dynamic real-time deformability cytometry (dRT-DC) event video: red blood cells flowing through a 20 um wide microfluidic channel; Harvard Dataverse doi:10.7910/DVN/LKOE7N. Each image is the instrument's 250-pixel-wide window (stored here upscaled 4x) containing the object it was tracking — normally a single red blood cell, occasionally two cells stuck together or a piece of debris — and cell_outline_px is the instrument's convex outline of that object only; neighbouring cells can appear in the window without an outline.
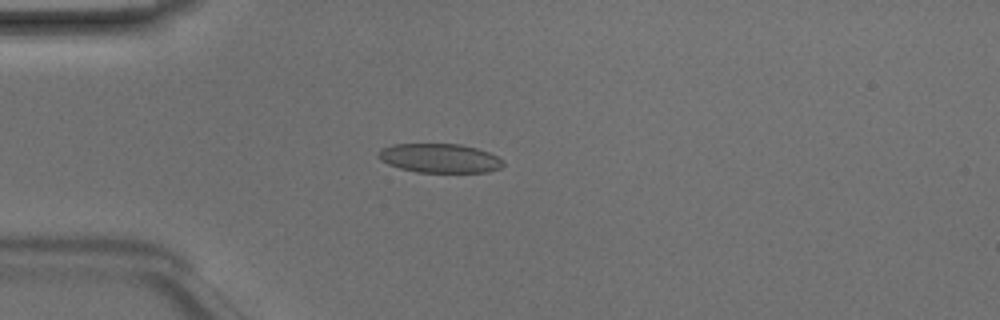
{"species": "Egyptian fruit bat (a non-hibernating species)", "species_latin": "Rousettus aegyptiacus", "temperature_condition": "room temperature", "stored_images_in_passage": 48, "camera_frame_rate_fps": 3000, "um_per_image_px": 0.085, "animal": {"sex": "male"}, "frame": {"image": 1, "passage_image": 13, "time_ms": 4.0, "image_size_px": [1000, 320], "cell_outline_px": [[504, 164], [500, 168], [488, 172], [416, 172], [400, 168], [388, 164], [380, 160], [376, 156], [384, 148], [392, 144], [460, 144], [476, 148], [488, 152], [504, 160]], "centroid_in_image_um": [37.38, 13.45], "position_along_channel_um": 47.6, "area_um2": 21.1}}
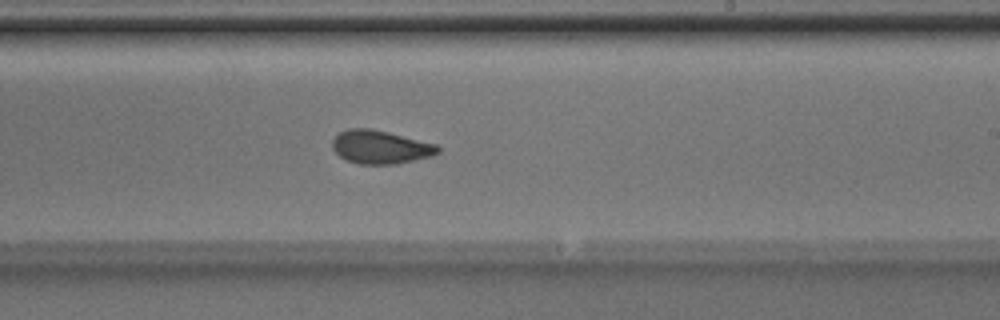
{"frame": {"image": 2, "passage_image": 29, "time_ms": 9.333, "image_size_px": [1000, 320], "cell_outline_px": [[440, 152], [432, 156], [396, 164], [360, 164], [348, 160], [340, 156], [332, 148], [332, 140], [340, 132], [348, 128], [368, 128], [388, 132], [436, 144], [440, 148]], "centroid_in_image_um": [32.34, 12.5], "position_along_channel_um": 256.7, "area_um2": 20.4}}
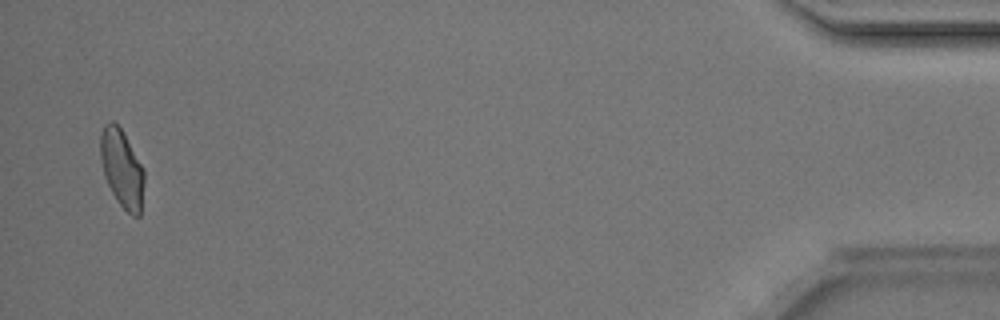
{"frame": {"image": 3, "passage_image": 47, "time_ms": 15.333, "image_size_px": [1000, 320], "cell_outline_px": [[144, 184], [140, 216], [132, 216], [120, 204], [112, 192], [104, 176], [100, 160], [100, 136], [104, 124], [112, 120], [120, 128], [144, 168]], "centroid_in_image_um": [10.36, 14.32], "position_along_channel_um": 424.8, "area_um2": 19.77}, "authors_computed_cell_mechanics": {"area_um2": 20.9525, "velocity_mm_per_s": 4.2081, "shape_relaxation_time_tau1_ms": 3.7188, "shape_relaxation_time_tau2_ms": 1.3707, "deformation_change_tau1": 0.1155, "deformation_change_tau2": 0.0741}}